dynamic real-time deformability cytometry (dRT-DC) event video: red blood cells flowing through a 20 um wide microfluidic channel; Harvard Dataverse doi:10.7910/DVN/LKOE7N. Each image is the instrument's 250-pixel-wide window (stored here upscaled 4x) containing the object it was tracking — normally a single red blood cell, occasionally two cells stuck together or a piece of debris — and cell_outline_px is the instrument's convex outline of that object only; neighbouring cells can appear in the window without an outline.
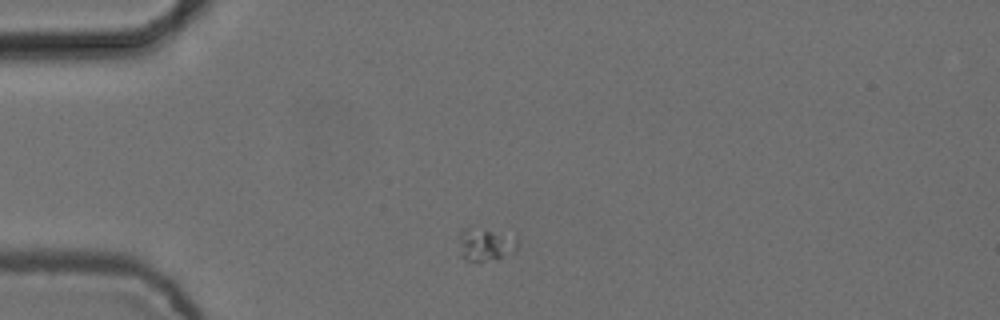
{"species": "common noctule bat (a hibernating species)", "species_latin": "Nyctalus noctula", "temperature_condition": "cold", "stored_images_in_passage": 6, "camera_frame_rate_fps": 3000, "um_per_image_px": 0.085, "animal": {"sex": "female", "body_mass_g": 24.6, "forearm_length_mm": 56.2}, "frame": {"image": 1, "passage_image": 1, "time_ms": 0.0, "image_size_px": [1000, 320], "cell_outline_px": [[516, 252], [500, 260], [480, 264], [464, 260], [460, 256], [456, 240], [460, 232], [464, 228], [472, 224], [516, 232]], "centroid_in_image_um": [41.27, 20.74], "position_along_channel_um": 43.7, "area_um2": 13.35}}